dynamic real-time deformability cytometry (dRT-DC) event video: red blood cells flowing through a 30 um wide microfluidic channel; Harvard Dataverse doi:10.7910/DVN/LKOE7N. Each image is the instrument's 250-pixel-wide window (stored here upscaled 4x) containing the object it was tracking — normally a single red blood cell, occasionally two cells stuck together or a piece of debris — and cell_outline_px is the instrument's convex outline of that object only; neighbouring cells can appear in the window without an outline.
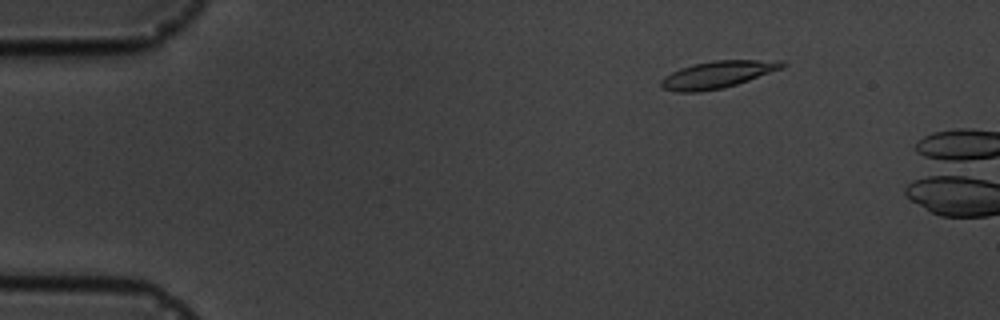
{"species": "common noctule bat (a hibernating species)", "species_latin": "Nyctalus noctula", "temperature_condition": "cold", "stored_images_in_passage": 4, "camera_frame_rate_fps": 3000, "um_per_image_px": 0.085, "animal": {"sex": "male", "body_mass_g": 19.5, "forearm_length_mm": 54.6}, "frame": {"image": 1, "passage_image": 3, "time_ms": 2.0, "image_size_px": [1000, 320], "cell_outline_px": [[788, 64], [784, 68], [724, 88], [700, 92], [676, 92], [660, 88], [660, 80], [664, 76], [680, 68], [712, 60], [784, 60]], "centroid_in_image_um": [61.0, 6.34], "position_along_channel_um": 24.0, "area_um2": 19.31}}